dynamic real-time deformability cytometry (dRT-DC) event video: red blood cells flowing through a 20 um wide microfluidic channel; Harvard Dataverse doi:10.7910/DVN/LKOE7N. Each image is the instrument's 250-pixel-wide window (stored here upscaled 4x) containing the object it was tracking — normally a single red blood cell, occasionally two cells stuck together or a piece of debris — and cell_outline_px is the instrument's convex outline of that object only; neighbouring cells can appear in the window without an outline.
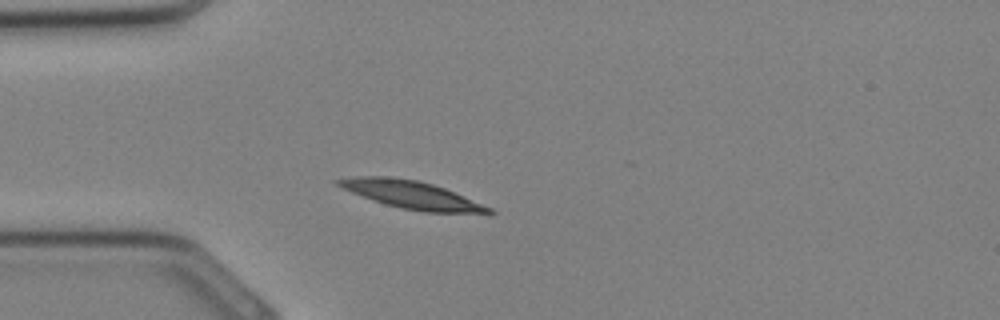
{"species": "Egyptian fruit bat (a non-hibernating species)", "species_latin": "Rousettus aegyptiacus", "temperature_condition": "cold", "stored_images_in_passage": 22, "camera_frame_rate_fps": 3000, "um_per_image_px": 0.085, "animal": {"sex": "female"}, "frame": {"image": 1, "passage_image": 1, "time_ms": 0.0, "image_size_px": [1000, 320], "cell_outline_px": [[496, 212], [424, 212], [400, 208], [384, 204], [352, 192], [336, 184], [332, 180], [360, 176], [392, 176], [416, 180], [432, 184], [444, 188], [492, 208]], "centroid_in_image_um": [34.92, 16.54], "position_along_channel_um": 50.1, "area_um2": 23.81}}
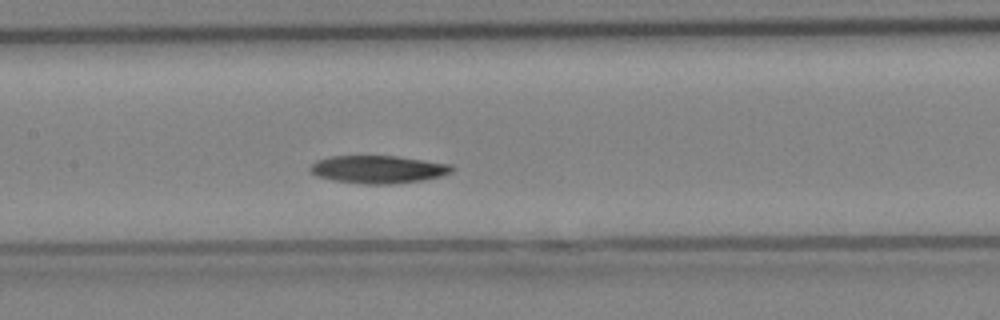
{"frame": {"image": 2, "passage_image": 8, "time_ms": 2.333, "image_size_px": [1000, 320], "cell_outline_px": [[456, 168], [452, 172], [440, 176], [424, 180], [388, 184], [364, 184], [332, 180], [316, 176], [308, 168], [316, 160], [328, 156], [396, 156], [452, 164]], "centroid_in_image_um": [32.14, 14.39], "position_along_channel_um": 175.3, "area_um2": 23.06}}
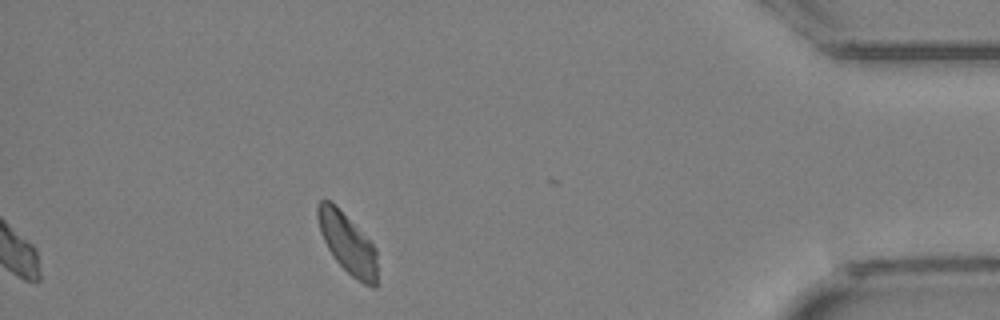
{"frame": {"image": 3, "passage_image": 22, "time_ms": 7.0, "image_size_px": [1000, 320], "cell_outline_px": [[376, 288], [372, 288], [364, 284], [352, 276], [336, 260], [328, 248], [320, 232], [316, 216], [316, 204], [320, 200], [328, 200], [376, 248]], "centroid_in_image_um": [29.51, 20.72], "position_along_channel_um": 405.7, "area_um2": 20.06}}